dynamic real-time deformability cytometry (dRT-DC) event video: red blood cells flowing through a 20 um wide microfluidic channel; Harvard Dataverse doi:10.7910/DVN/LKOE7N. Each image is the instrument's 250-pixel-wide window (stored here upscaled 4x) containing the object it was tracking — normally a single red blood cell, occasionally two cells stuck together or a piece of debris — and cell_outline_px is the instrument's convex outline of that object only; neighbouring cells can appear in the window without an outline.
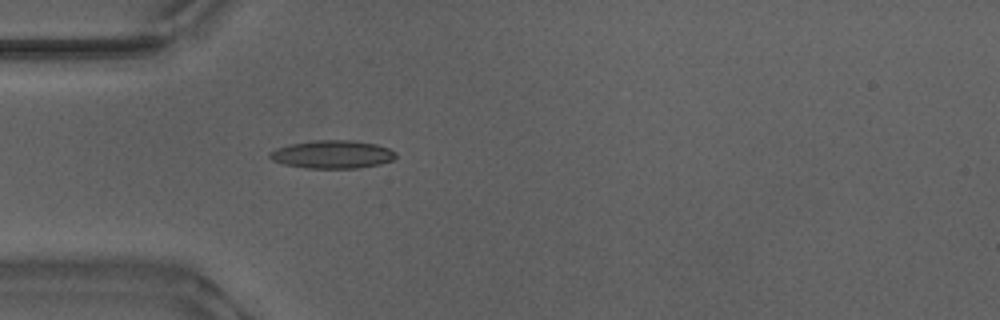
{"species": "Egyptian fruit bat (a non-hibernating species)", "species_latin": "Rousettus aegyptiacus", "temperature_condition": "warm", "stored_images_in_passage": 38, "camera_frame_rate_fps": 3000, "um_per_image_px": 0.085, "animal": {"sex": "male"}, "frame": {"image": 1, "passage_image": 1, "time_ms": 0.0, "image_size_px": [1000, 320], "cell_outline_px": [[396, 156], [392, 160], [380, 164], [356, 168], [308, 168], [284, 164], [272, 160], [268, 156], [268, 152], [276, 148], [292, 144], [316, 140], [352, 140], [376, 144], [388, 148], [396, 152]], "centroid_in_image_um": [28.25, 13.12], "position_along_channel_um": 56.8, "area_um2": 20.52}}
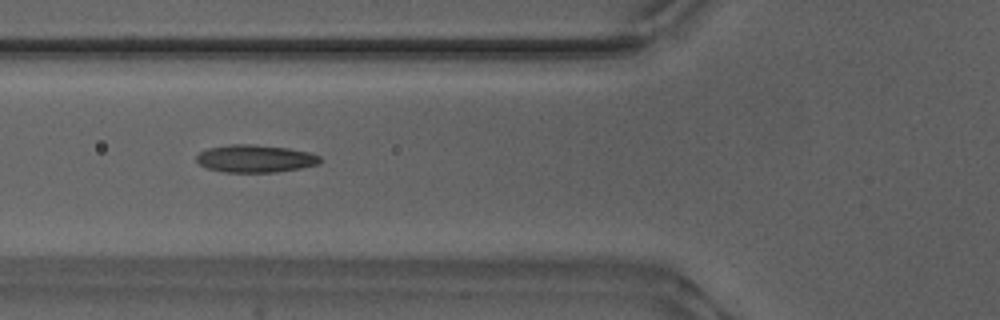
{"frame": {"image": 2, "passage_image": 5, "time_ms": 1.333, "image_size_px": [1000, 320], "cell_outline_px": [[320, 164], [300, 168], [276, 172], [224, 172], [208, 168], [200, 164], [196, 160], [196, 156], [200, 152], [208, 148], [228, 144], [248, 144], [288, 148], [308, 152], [320, 156]], "centroid_in_image_um": [21.69, 13.48], "position_along_channel_um": 104.1, "area_um2": 19.77}}
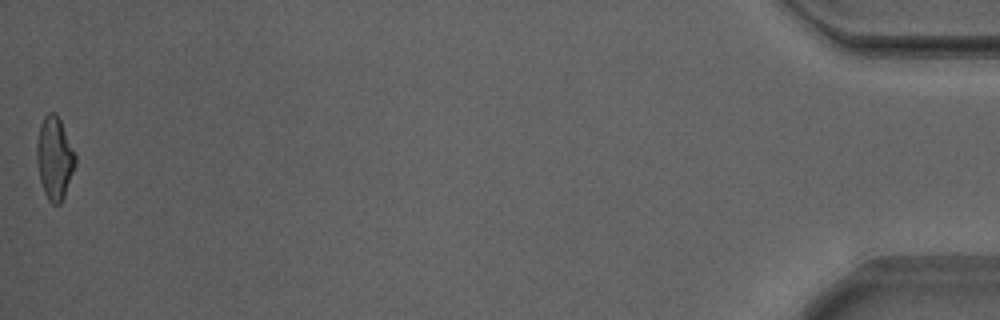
{"frame": {"image": 3, "passage_image": 38, "time_ms": 12.333, "image_size_px": [1000, 320], "cell_outline_px": [[76, 164], [64, 196], [60, 204], [52, 204], [48, 200], [44, 192], [40, 180], [36, 160], [36, 144], [40, 124], [44, 116], [48, 112], [52, 112], [60, 120], [76, 156]], "centroid_in_image_um": [4.62, 13.46], "position_along_channel_um": 430.6, "area_um2": 18.44}}